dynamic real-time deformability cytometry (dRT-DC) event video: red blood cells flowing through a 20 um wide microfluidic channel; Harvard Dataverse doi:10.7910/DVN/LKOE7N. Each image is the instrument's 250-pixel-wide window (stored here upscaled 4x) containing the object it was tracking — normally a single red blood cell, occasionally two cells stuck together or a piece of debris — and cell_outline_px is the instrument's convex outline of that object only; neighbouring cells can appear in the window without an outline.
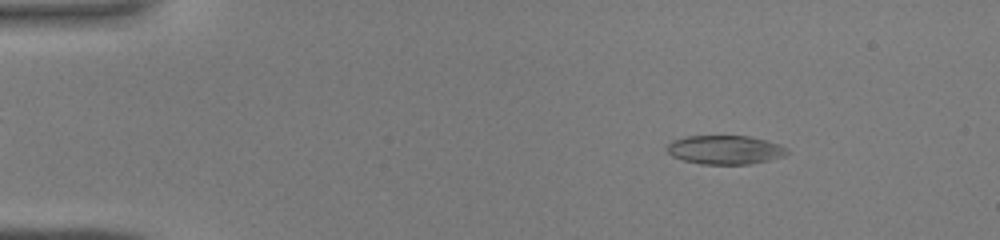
{"species": "common noctule bat (a hibernating species)", "species_latin": "Nyctalus noctula", "temperature_condition": "warm", "stored_images_in_passage": 45, "camera_frame_rate_fps": 3000, "um_per_image_px": 0.085, "animal": {"sex": "male", "body_mass_g": 19.0, "forearm_length_mm": 50.8}, "frame": {"image": 1, "passage_image": 7, "time_ms": 2.0, "image_size_px": [1000, 240], "cell_outline_px": [[788, 152], [784, 156], [768, 160], [748, 164], [700, 164], [684, 160], [672, 156], [668, 152], [668, 144], [672, 140], [684, 136], [748, 136], [780, 144], [788, 148]], "centroid_in_image_um": [61.63, 12.73], "position_along_channel_um": 23.4, "area_um2": 20.11}}
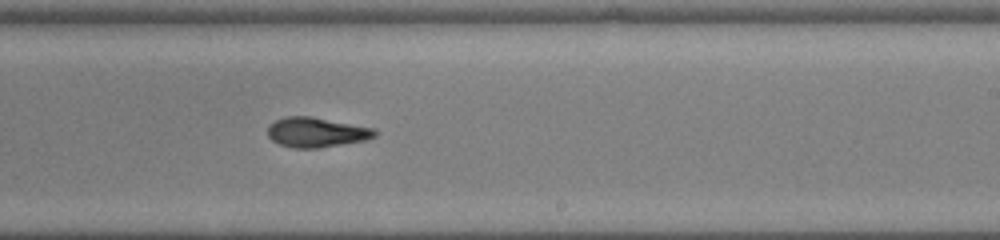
{"frame": {"image": 2, "passage_image": 28, "time_ms": 9.0, "image_size_px": [1000, 240], "cell_outline_px": [[376, 136], [368, 140], [320, 148], [292, 148], [280, 144], [272, 140], [268, 136], [268, 124], [284, 116], [312, 116], [376, 128]], "centroid_in_image_um": [26.92, 11.24], "position_along_channel_um": 262.1, "area_um2": 18.96}}
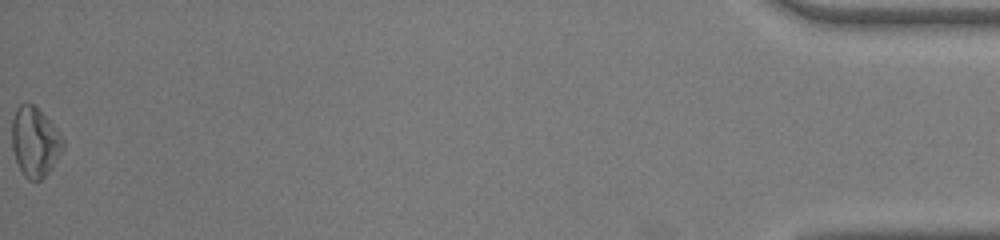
{"frame": {"image": 3, "passage_image": 45, "time_ms": 14.667, "image_size_px": [1000, 240], "cell_outline_px": [[64, 148], [52, 168], [40, 180], [28, 180], [24, 176], [16, 160], [12, 148], [12, 116], [16, 108], [20, 104], [32, 104], [56, 128], [64, 140]], "centroid_in_image_um": [2.96, 12.08], "position_along_channel_um": 432.2, "area_um2": 20.52}}